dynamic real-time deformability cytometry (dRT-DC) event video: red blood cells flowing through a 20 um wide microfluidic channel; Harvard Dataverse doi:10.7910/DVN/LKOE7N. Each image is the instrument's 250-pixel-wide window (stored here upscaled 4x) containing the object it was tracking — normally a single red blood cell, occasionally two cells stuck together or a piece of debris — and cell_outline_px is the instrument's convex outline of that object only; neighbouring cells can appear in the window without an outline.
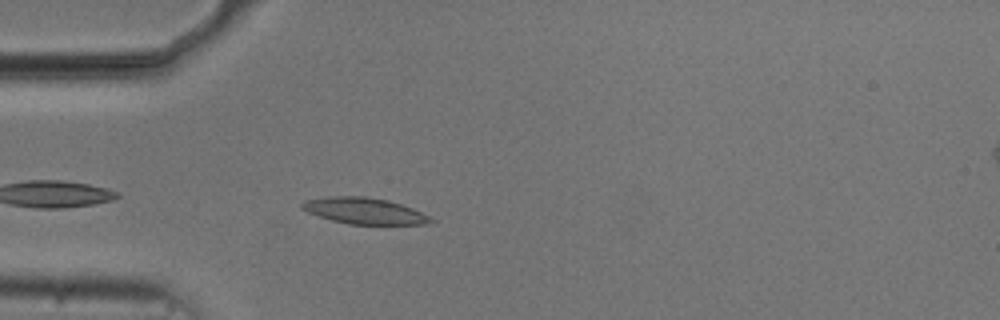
{"species": "common noctule bat (a hibernating species)", "species_latin": "Nyctalus noctula", "temperature_condition": "cold", "stored_images_in_passage": 37, "camera_frame_rate_fps": 3000, "um_per_image_px": 0.085, "animal": {"sex": "male", "body_mass_g": 20.5, "forearm_length_mm": 52.5}, "frame": {"image": 1, "passage_image": 4, "time_ms": 1.0, "image_size_px": [1000, 320], "cell_outline_px": [[436, 220], [424, 224], [348, 224], [332, 220], [308, 212], [300, 208], [300, 204], [308, 200], [328, 196], [368, 196], [388, 200], [412, 208]], "centroid_in_image_um": [30.95, 17.92], "position_along_channel_um": 54.0, "area_um2": 19.48}}
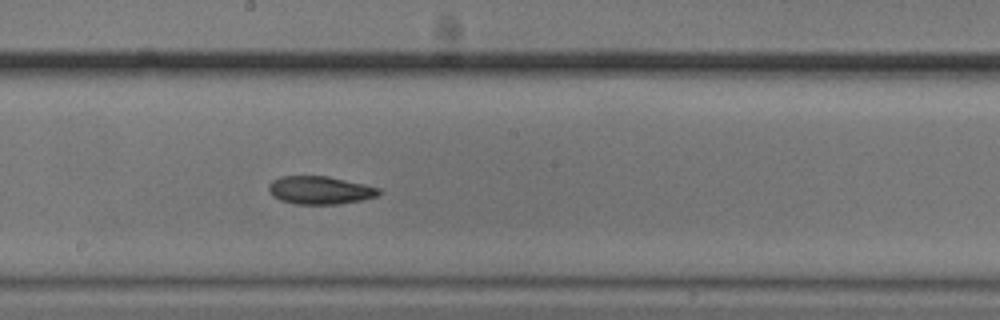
{"frame": {"image": 2, "passage_image": 18, "time_ms": 5.667, "image_size_px": [1000, 320], "cell_outline_px": [[384, 192], [376, 196], [360, 200], [336, 204], [292, 204], [280, 200], [272, 196], [268, 188], [268, 184], [272, 180], [280, 176], [328, 176], [364, 184], [380, 188]], "centroid_in_image_um": [27.18, 16.16], "position_along_channel_um": 221.0, "area_um2": 18.09}}
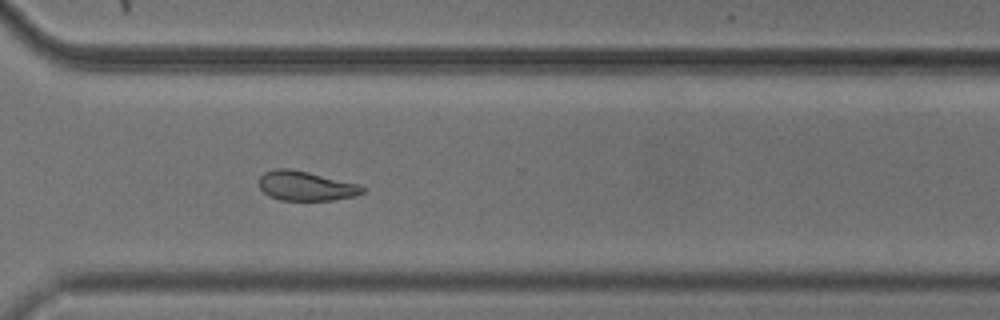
{"frame": {"image": 3, "passage_image": 28, "time_ms": 9.0, "image_size_px": [1000, 320], "cell_outline_px": [[364, 192], [356, 196], [332, 200], [280, 200], [268, 196], [260, 188], [260, 176], [264, 172], [272, 168], [288, 168], [308, 172], [360, 184], [364, 188]], "centroid_in_image_um": [25.99, 15.8], "position_along_channel_um": 344.6, "area_um2": 17.86}, "authors_computed_cell_mechanics": {"area_um2": 18.3804, "velocity_mm_per_s": 3.7222, "shape_relaxation_time_tau1_ms": 7.0427, "shape_relaxation_time_tau2_ms": 7.0639, "deformation_change_tau1": 0.1328, "deformation_change_tau2": 0.135}}